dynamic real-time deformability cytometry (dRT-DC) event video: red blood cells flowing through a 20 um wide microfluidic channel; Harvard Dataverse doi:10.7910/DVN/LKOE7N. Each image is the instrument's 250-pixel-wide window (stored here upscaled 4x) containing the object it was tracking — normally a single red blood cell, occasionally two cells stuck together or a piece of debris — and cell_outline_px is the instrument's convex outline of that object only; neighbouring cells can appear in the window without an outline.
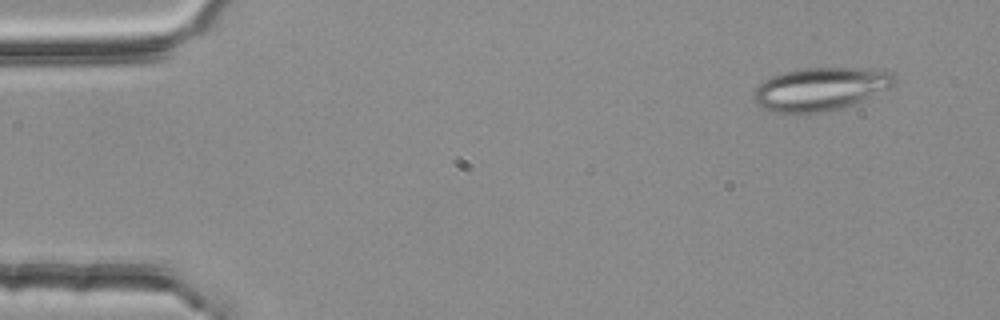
{"species": "common noctule bat (a hibernating species)", "species_latin": "Nyctalus noctula", "temperature_condition": "room temperature", "stored_images_in_passage": 4, "camera_frame_rate_fps": 3000, "um_per_image_px": 0.085, "animal": {"sex": "female", "body_mass_g": 25.1}, "frame": {"image": 1, "passage_image": 1, "time_ms": 0.0, "image_size_px": [1000, 320], "cell_outline_px": [[900, 80], [896, 84], [888, 88], [852, 104], [840, 108], [824, 112], [776, 112], [764, 108], [756, 104], [752, 100], [752, 96], [756, 88], [764, 80], [772, 76], [784, 72], [804, 68], [876, 68], [892, 72]], "centroid_in_image_um": [69.77, 7.54], "position_along_channel_um": 15.2, "area_um2": 35.26}}